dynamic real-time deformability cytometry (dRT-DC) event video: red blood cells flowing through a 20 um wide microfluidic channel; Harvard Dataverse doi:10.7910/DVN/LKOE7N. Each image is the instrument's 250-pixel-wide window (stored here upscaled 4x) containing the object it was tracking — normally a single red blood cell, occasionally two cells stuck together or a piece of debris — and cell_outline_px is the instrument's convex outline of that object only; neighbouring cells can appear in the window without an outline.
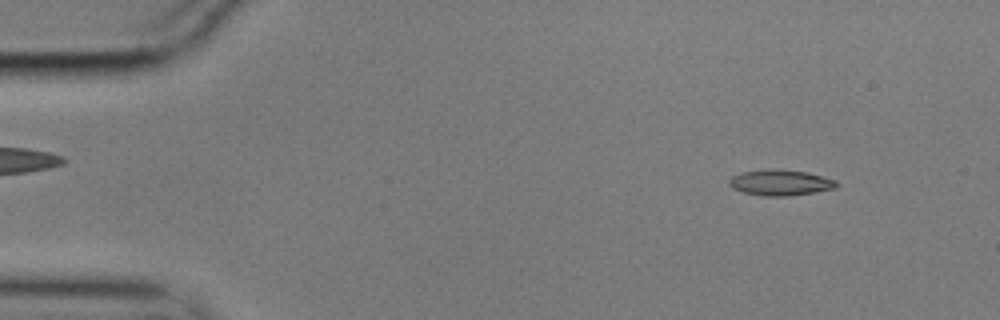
{"species": "common noctule bat (a hibernating species)", "species_latin": "Nyctalus noctula", "temperature_condition": "cold", "stored_images_in_passage": 55, "camera_frame_rate_fps": 3000, "um_per_image_px": 0.085, "animal": {"sex": "male", "body_mass_g": 17.9}, "frame": {"image": 1, "passage_image": 5, "time_ms": 1.333, "image_size_px": [1000, 320], "cell_outline_px": [[840, 184], [836, 188], [788, 196], [764, 196], [744, 192], [732, 188], [728, 184], [728, 180], [732, 176], [744, 172], [808, 172], [836, 180]], "centroid_in_image_um": [66.37, 15.57], "position_along_channel_um": 18.6, "area_um2": 15.2}}
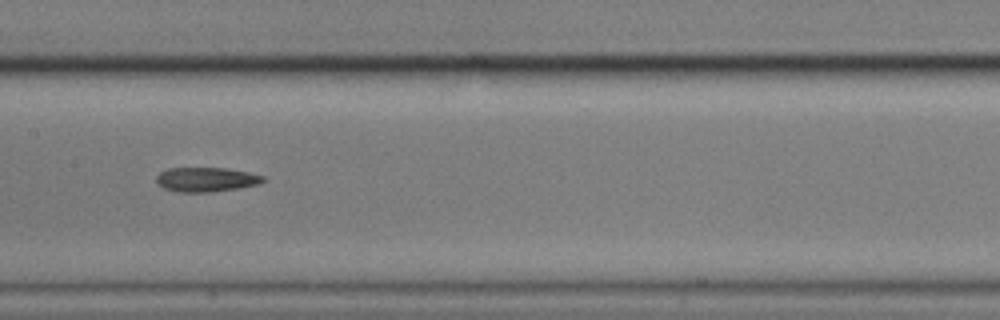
{"frame": {"image": 2, "passage_image": 27, "time_ms": 8.667, "image_size_px": [1000, 320], "cell_outline_px": [[264, 180], [260, 184], [240, 188], [208, 192], [180, 192], [164, 188], [156, 184], [156, 176], [160, 172], [168, 168], [228, 168], [248, 172], [264, 176]], "centroid_in_image_um": [17.52, 15.25], "position_along_channel_um": 189.9, "area_um2": 15.26}}
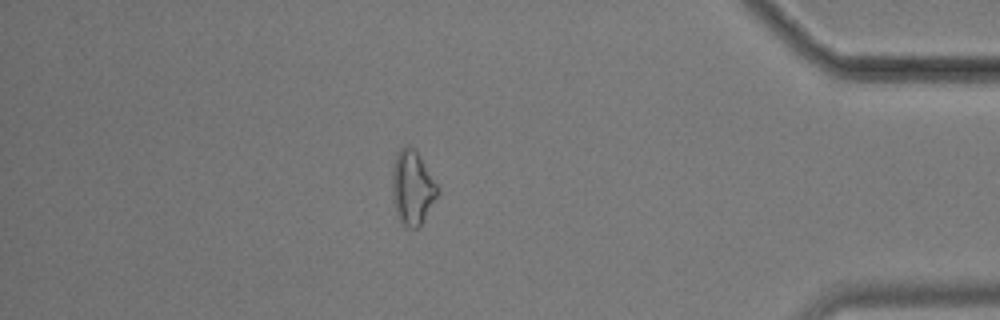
{"frame": {"image": 3, "passage_image": 48, "time_ms": 15.667, "image_size_px": [1000, 320], "cell_outline_px": [[440, 192], [420, 224], [416, 228], [408, 228], [396, 216], [392, 196], [392, 168], [396, 156], [400, 148], [404, 144], [408, 144], [416, 152], [440, 188]], "centroid_in_image_um": [35.03, 15.94], "position_along_channel_um": 400.2, "area_um2": 19.48}, "authors_computed_cell_mechanics": {"area_um2": 15.7216, "velocity_mm_per_s": 3.5353, "shape_relaxation_time_tau1_ms": null, "shape_relaxation_time_tau2_ms": 5.4895, "deformation_change_tau1": null, "deformation_change_tau2": 0.1795}}